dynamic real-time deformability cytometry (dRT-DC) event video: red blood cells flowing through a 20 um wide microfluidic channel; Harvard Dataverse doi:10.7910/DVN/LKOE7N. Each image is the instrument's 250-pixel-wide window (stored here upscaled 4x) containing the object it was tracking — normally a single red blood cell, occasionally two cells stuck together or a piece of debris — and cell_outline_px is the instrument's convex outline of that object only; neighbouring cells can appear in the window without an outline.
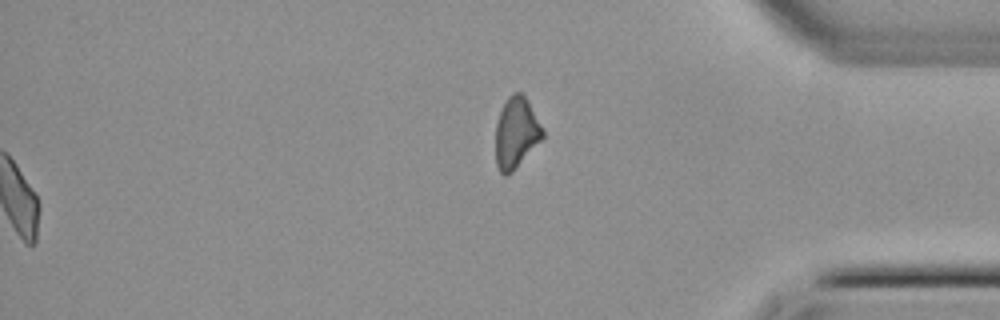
{"species": "common noctule bat (a hibernating species)", "species_latin": "Nyctalus noctula", "temperature_condition": "cold", "stored_images_in_passage": 51, "segment_of_instrument_passage": [2, 2], "camera_frame_rate_fps": 3000, "um_per_image_px": 0.085, "animal": {"sex": "female", "body_mass_g": 22.7, "forearm_length_mm": 54.2}, "frame": {"image": 1, "passage_image": 51, "time_ms": 16.667, "image_size_px": [1000, 320], "cell_outline_px": [[544, 136], [512, 172], [504, 176], [500, 172], [496, 164], [496, 124], [500, 112], [508, 96], [512, 92], [524, 92], [544, 128]], "centroid_in_image_um": [43.89, 11.24], "position_along_channel_um": 391.3, "area_um2": 19.54}}